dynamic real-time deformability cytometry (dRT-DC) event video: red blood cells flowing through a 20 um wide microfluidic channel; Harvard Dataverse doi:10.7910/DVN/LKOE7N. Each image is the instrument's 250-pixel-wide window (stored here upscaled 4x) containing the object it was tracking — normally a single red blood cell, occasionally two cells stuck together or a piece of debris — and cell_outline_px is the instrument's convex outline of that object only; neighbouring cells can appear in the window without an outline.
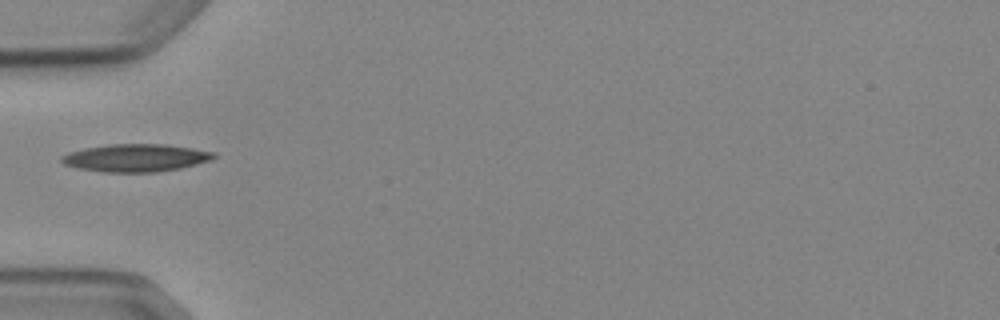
{"species": "Egyptian fruit bat (a non-hibernating species)", "species_latin": "Rousettus aegyptiacus", "temperature_condition": "cold", "stored_images_in_passage": 1, "camera_frame_rate_fps": 3000, "um_per_image_px": 0.085, "animal": {"sex": "female"}, "frame": {"image": 1, "passage_image": 1, "time_ms": 0.0, "image_size_px": [1000, 320], "cell_outline_px": [[216, 156], [212, 160], [180, 168], [156, 172], [104, 172], [76, 168], [64, 164], [60, 160], [60, 156], [68, 152], [84, 148], [108, 144], [164, 144], [192, 148], [216, 152]], "centroid_in_image_um": [11.52, 13.41], "position_along_channel_um": 73.5, "area_um2": 24.68}}